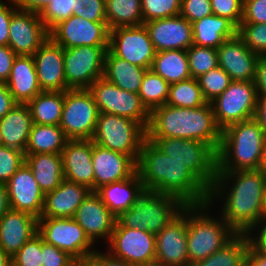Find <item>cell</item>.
<instances>
[{"mask_svg":"<svg viewBox=\"0 0 266 266\" xmlns=\"http://www.w3.org/2000/svg\"><path fill=\"white\" fill-rule=\"evenodd\" d=\"M265 191L264 168L216 172L208 202L213 205L215 200L221 198L223 208L219 215L237 234H248L260 226Z\"/></svg>","mask_w":266,"mask_h":266,"instance_id":"cell-1","label":"cell"},{"mask_svg":"<svg viewBox=\"0 0 266 266\" xmlns=\"http://www.w3.org/2000/svg\"><path fill=\"white\" fill-rule=\"evenodd\" d=\"M137 171L144 190L174 196L184 205H200L209 200L210 190L185 164L168 157L147 138L141 146Z\"/></svg>","mask_w":266,"mask_h":266,"instance_id":"cell-2","label":"cell"},{"mask_svg":"<svg viewBox=\"0 0 266 266\" xmlns=\"http://www.w3.org/2000/svg\"><path fill=\"white\" fill-rule=\"evenodd\" d=\"M211 103L197 108L163 105L150 112L146 138H182L206 143L215 153L221 143Z\"/></svg>","mask_w":266,"mask_h":266,"instance_id":"cell-3","label":"cell"},{"mask_svg":"<svg viewBox=\"0 0 266 266\" xmlns=\"http://www.w3.org/2000/svg\"><path fill=\"white\" fill-rule=\"evenodd\" d=\"M266 135L259 122L251 118L222 131L216 152V172L264 168Z\"/></svg>","mask_w":266,"mask_h":266,"instance_id":"cell-4","label":"cell"},{"mask_svg":"<svg viewBox=\"0 0 266 266\" xmlns=\"http://www.w3.org/2000/svg\"><path fill=\"white\" fill-rule=\"evenodd\" d=\"M211 206L209 202L187 205V253L190 265L220 250L237 235L221 216L216 219L207 213L211 212Z\"/></svg>","mask_w":266,"mask_h":266,"instance_id":"cell-5","label":"cell"},{"mask_svg":"<svg viewBox=\"0 0 266 266\" xmlns=\"http://www.w3.org/2000/svg\"><path fill=\"white\" fill-rule=\"evenodd\" d=\"M185 205L176 197L153 190H144L132 206L117 217V222L126 228L144 229L158 234Z\"/></svg>","mask_w":266,"mask_h":266,"instance_id":"cell-6","label":"cell"},{"mask_svg":"<svg viewBox=\"0 0 266 266\" xmlns=\"http://www.w3.org/2000/svg\"><path fill=\"white\" fill-rule=\"evenodd\" d=\"M145 139L146 130L138 122L108 113H99L92 138L93 143L130 155L136 162Z\"/></svg>","mask_w":266,"mask_h":266,"instance_id":"cell-7","label":"cell"},{"mask_svg":"<svg viewBox=\"0 0 266 266\" xmlns=\"http://www.w3.org/2000/svg\"><path fill=\"white\" fill-rule=\"evenodd\" d=\"M168 157L182 163L210 190L216 177V153L199 140L147 138Z\"/></svg>","mask_w":266,"mask_h":266,"instance_id":"cell-8","label":"cell"},{"mask_svg":"<svg viewBox=\"0 0 266 266\" xmlns=\"http://www.w3.org/2000/svg\"><path fill=\"white\" fill-rule=\"evenodd\" d=\"M99 113L126 117L138 122L145 130L150 122V112L137 93L125 91L105 77L97 79L89 88Z\"/></svg>","mask_w":266,"mask_h":266,"instance_id":"cell-9","label":"cell"},{"mask_svg":"<svg viewBox=\"0 0 266 266\" xmlns=\"http://www.w3.org/2000/svg\"><path fill=\"white\" fill-rule=\"evenodd\" d=\"M38 234L45 243L67 252L76 261H87L95 251V244L74 218L40 217Z\"/></svg>","mask_w":266,"mask_h":266,"instance_id":"cell-10","label":"cell"},{"mask_svg":"<svg viewBox=\"0 0 266 266\" xmlns=\"http://www.w3.org/2000/svg\"><path fill=\"white\" fill-rule=\"evenodd\" d=\"M258 94L253 81H232L211 106L218 127L228 126L255 117Z\"/></svg>","mask_w":266,"mask_h":266,"instance_id":"cell-11","label":"cell"},{"mask_svg":"<svg viewBox=\"0 0 266 266\" xmlns=\"http://www.w3.org/2000/svg\"><path fill=\"white\" fill-rule=\"evenodd\" d=\"M99 111L88 89L64 91L60 127L69 140L92 139Z\"/></svg>","mask_w":266,"mask_h":266,"instance_id":"cell-12","label":"cell"},{"mask_svg":"<svg viewBox=\"0 0 266 266\" xmlns=\"http://www.w3.org/2000/svg\"><path fill=\"white\" fill-rule=\"evenodd\" d=\"M109 46L64 48L66 85L70 89H88L103 77L105 55Z\"/></svg>","mask_w":266,"mask_h":266,"instance_id":"cell-13","label":"cell"},{"mask_svg":"<svg viewBox=\"0 0 266 266\" xmlns=\"http://www.w3.org/2000/svg\"><path fill=\"white\" fill-rule=\"evenodd\" d=\"M107 252L133 266H144L155 262V234L144 229L122 227L117 221L107 242Z\"/></svg>","mask_w":266,"mask_h":266,"instance_id":"cell-14","label":"cell"},{"mask_svg":"<svg viewBox=\"0 0 266 266\" xmlns=\"http://www.w3.org/2000/svg\"><path fill=\"white\" fill-rule=\"evenodd\" d=\"M109 50L121 59L151 69L156 50L144 24L119 27L109 32Z\"/></svg>","mask_w":266,"mask_h":266,"instance_id":"cell-15","label":"cell"},{"mask_svg":"<svg viewBox=\"0 0 266 266\" xmlns=\"http://www.w3.org/2000/svg\"><path fill=\"white\" fill-rule=\"evenodd\" d=\"M107 22H92L72 15L60 22L50 32L49 37L63 48L81 46H109Z\"/></svg>","mask_w":266,"mask_h":266,"instance_id":"cell-16","label":"cell"},{"mask_svg":"<svg viewBox=\"0 0 266 266\" xmlns=\"http://www.w3.org/2000/svg\"><path fill=\"white\" fill-rule=\"evenodd\" d=\"M155 238V262L167 266H191L187 253V205Z\"/></svg>","mask_w":266,"mask_h":266,"instance_id":"cell-17","label":"cell"},{"mask_svg":"<svg viewBox=\"0 0 266 266\" xmlns=\"http://www.w3.org/2000/svg\"><path fill=\"white\" fill-rule=\"evenodd\" d=\"M49 38L38 13L18 9L9 25L8 46L16 55H33Z\"/></svg>","mask_w":266,"mask_h":266,"instance_id":"cell-18","label":"cell"},{"mask_svg":"<svg viewBox=\"0 0 266 266\" xmlns=\"http://www.w3.org/2000/svg\"><path fill=\"white\" fill-rule=\"evenodd\" d=\"M10 208L40 218L44 207V193L31 169L24 163L6 183Z\"/></svg>","mask_w":266,"mask_h":266,"instance_id":"cell-19","label":"cell"},{"mask_svg":"<svg viewBox=\"0 0 266 266\" xmlns=\"http://www.w3.org/2000/svg\"><path fill=\"white\" fill-rule=\"evenodd\" d=\"M42 91H66L64 48L50 37L32 55Z\"/></svg>","mask_w":266,"mask_h":266,"instance_id":"cell-20","label":"cell"},{"mask_svg":"<svg viewBox=\"0 0 266 266\" xmlns=\"http://www.w3.org/2000/svg\"><path fill=\"white\" fill-rule=\"evenodd\" d=\"M74 219L94 244L100 238H105L104 240L108 242L117 221V217L107 208L95 191H91L82 201Z\"/></svg>","mask_w":266,"mask_h":266,"instance_id":"cell-21","label":"cell"},{"mask_svg":"<svg viewBox=\"0 0 266 266\" xmlns=\"http://www.w3.org/2000/svg\"><path fill=\"white\" fill-rule=\"evenodd\" d=\"M156 52L187 50L193 45L192 24L181 15L145 22Z\"/></svg>","mask_w":266,"mask_h":266,"instance_id":"cell-22","label":"cell"},{"mask_svg":"<svg viewBox=\"0 0 266 266\" xmlns=\"http://www.w3.org/2000/svg\"><path fill=\"white\" fill-rule=\"evenodd\" d=\"M94 191L105 184L127 179L137 171V162L124 153L93 143Z\"/></svg>","mask_w":266,"mask_h":266,"instance_id":"cell-23","label":"cell"},{"mask_svg":"<svg viewBox=\"0 0 266 266\" xmlns=\"http://www.w3.org/2000/svg\"><path fill=\"white\" fill-rule=\"evenodd\" d=\"M219 66L234 81H253L258 54L252 52L236 35L227 39L218 48Z\"/></svg>","mask_w":266,"mask_h":266,"instance_id":"cell-24","label":"cell"},{"mask_svg":"<svg viewBox=\"0 0 266 266\" xmlns=\"http://www.w3.org/2000/svg\"><path fill=\"white\" fill-rule=\"evenodd\" d=\"M92 150V139L68 140L61 155L65 179L94 191Z\"/></svg>","mask_w":266,"mask_h":266,"instance_id":"cell-25","label":"cell"},{"mask_svg":"<svg viewBox=\"0 0 266 266\" xmlns=\"http://www.w3.org/2000/svg\"><path fill=\"white\" fill-rule=\"evenodd\" d=\"M38 233V218L10 209L0 218V247L12 257Z\"/></svg>","mask_w":266,"mask_h":266,"instance_id":"cell-26","label":"cell"},{"mask_svg":"<svg viewBox=\"0 0 266 266\" xmlns=\"http://www.w3.org/2000/svg\"><path fill=\"white\" fill-rule=\"evenodd\" d=\"M90 192L87 186L64 179L55 190L45 194L41 217L74 218Z\"/></svg>","mask_w":266,"mask_h":266,"instance_id":"cell-27","label":"cell"},{"mask_svg":"<svg viewBox=\"0 0 266 266\" xmlns=\"http://www.w3.org/2000/svg\"><path fill=\"white\" fill-rule=\"evenodd\" d=\"M5 84L13 99L20 104H27L41 93L33 56L17 55Z\"/></svg>","mask_w":266,"mask_h":266,"instance_id":"cell-28","label":"cell"},{"mask_svg":"<svg viewBox=\"0 0 266 266\" xmlns=\"http://www.w3.org/2000/svg\"><path fill=\"white\" fill-rule=\"evenodd\" d=\"M32 126L33 120L28 105L17 103L0 119V144L25 153Z\"/></svg>","mask_w":266,"mask_h":266,"instance_id":"cell-29","label":"cell"},{"mask_svg":"<svg viewBox=\"0 0 266 266\" xmlns=\"http://www.w3.org/2000/svg\"><path fill=\"white\" fill-rule=\"evenodd\" d=\"M143 191V182L138 171H136L131 177L105 184L95 192L100 196L107 208L118 217L132 206L135 199Z\"/></svg>","mask_w":266,"mask_h":266,"instance_id":"cell-30","label":"cell"},{"mask_svg":"<svg viewBox=\"0 0 266 266\" xmlns=\"http://www.w3.org/2000/svg\"><path fill=\"white\" fill-rule=\"evenodd\" d=\"M25 163L31 169L44 195L55 190L65 179L61 154L38 153L25 155Z\"/></svg>","mask_w":266,"mask_h":266,"instance_id":"cell-31","label":"cell"},{"mask_svg":"<svg viewBox=\"0 0 266 266\" xmlns=\"http://www.w3.org/2000/svg\"><path fill=\"white\" fill-rule=\"evenodd\" d=\"M192 24L193 45L217 49L227 39L237 35V27L228 19L210 15Z\"/></svg>","mask_w":266,"mask_h":266,"instance_id":"cell-32","label":"cell"},{"mask_svg":"<svg viewBox=\"0 0 266 266\" xmlns=\"http://www.w3.org/2000/svg\"><path fill=\"white\" fill-rule=\"evenodd\" d=\"M146 70L106 52L103 77L125 91L138 94Z\"/></svg>","mask_w":266,"mask_h":266,"instance_id":"cell-33","label":"cell"},{"mask_svg":"<svg viewBox=\"0 0 266 266\" xmlns=\"http://www.w3.org/2000/svg\"><path fill=\"white\" fill-rule=\"evenodd\" d=\"M68 140L60 126L33 124L24 154H61Z\"/></svg>","mask_w":266,"mask_h":266,"instance_id":"cell-34","label":"cell"},{"mask_svg":"<svg viewBox=\"0 0 266 266\" xmlns=\"http://www.w3.org/2000/svg\"><path fill=\"white\" fill-rule=\"evenodd\" d=\"M64 91H42L27 105L33 124L59 126L62 118Z\"/></svg>","mask_w":266,"mask_h":266,"instance_id":"cell-35","label":"cell"},{"mask_svg":"<svg viewBox=\"0 0 266 266\" xmlns=\"http://www.w3.org/2000/svg\"><path fill=\"white\" fill-rule=\"evenodd\" d=\"M151 69L170 84L191 78L186 50L156 52Z\"/></svg>","mask_w":266,"mask_h":266,"instance_id":"cell-36","label":"cell"},{"mask_svg":"<svg viewBox=\"0 0 266 266\" xmlns=\"http://www.w3.org/2000/svg\"><path fill=\"white\" fill-rule=\"evenodd\" d=\"M105 17L109 30L141 25V0H105Z\"/></svg>","mask_w":266,"mask_h":266,"instance_id":"cell-37","label":"cell"},{"mask_svg":"<svg viewBox=\"0 0 266 266\" xmlns=\"http://www.w3.org/2000/svg\"><path fill=\"white\" fill-rule=\"evenodd\" d=\"M248 234H237L223 248L191 266H241L247 259Z\"/></svg>","mask_w":266,"mask_h":266,"instance_id":"cell-38","label":"cell"},{"mask_svg":"<svg viewBox=\"0 0 266 266\" xmlns=\"http://www.w3.org/2000/svg\"><path fill=\"white\" fill-rule=\"evenodd\" d=\"M170 86V83L157 75L152 69L146 70L138 95L149 112L166 104Z\"/></svg>","mask_w":266,"mask_h":266,"instance_id":"cell-39","label":"cell"},{"mask_svg":"<svg viewBox=\"0 0 266 266\" xmlns=\"http://www.w3.org/2000/svg\"><path fill=\"white\" fill-rule=\"evenodd\" d=\"M167 105L179 108H197L207 104L197 79H189L173 83L170 86Z\"/></svg>","mask_w":266,"mask_h":266,"instance_id":"cell-40","label":"cell"},{"mask_svg":"<svg viewBox=\"0 0 266 266\" xmlns=\"http://www.w3.org/2000/svg\"><path fill=\"white\" fill-rule=\"evenodd\" d=\"M186 53L190 75L195 79L219 66L218 52L215 48L192 45Z\"/></svg>","mask_w":266,"mask_h":266,"instance_id":"cell-41","label":"cell"},{"mask_svg":"<svg viewBox=\"0 0 266 266\" xmlns=\"http://www.w3.org/2000/svg\"><path fill=\"white\" fill-rule=\"evenodd\" d=\"M197 80L207 103L221 95L233 81L220 66L201 75Z\"/></svg>","mask_w":266,"mask_h":266,"instance_id":"cell-42","label":"cell"},{"mask_svg":"<svg viewBox=\"0 0 266 266\" xmlns=\"http://www.w3.org/2000/svg\"><path fill=\"white\" fill-rule=\"evenodd\" d=\"M237 35L252 52L259 56H266L265 23H240Z\"/></svg>","mask_w":266,"mask_h":266,"instance_id":"cell-43","label":"cell"},{"mask_svg":"<svg viewBox=\"0 0 266 266\" xmlns=\"http://www.w3.org/2000/svg\"><path fill=\"white\" fill-rule=\"evenodd\" d=\"M143 24L145 22L180 15L181 0H141Z\"/></svg>","mask_w":266,"mask_h":266,"instance_id":"cell-44","label":"cell"},{"mask_svg":"<svg viewBox=\"0 0 266 266\" xmlns=\"http://www.w3.org/2000/svg\"><path fill=\"white\" fill-rule=\"evenodd\" d=\"M75 0H52L39 13L45 28L50 32L60 22L65 21L73 15Z\"/></svg>","mask_w":266,"mask_h":266,"instance_id":"cell-45","label":"cell"},{"mask_svg":"<svg viewBox=\"0 0 266 266\" xmlns=\"http://www.w3.org/2000/svg\"><path fill=\"white\" fill-rule=\"evenodd\" d=\"M12 266H42L41 236L37 233L12 257Z\"/></svg>","mask_w":266,"mask_h":266,"instance_id":"cell-46","label":"cell"},{"mask_svg":"<svg viewBox=\"0 0 266 266\" xmlns=\"http://www.w3.org/2000/svg\"><path fill=\"white\" fill-rule=\"evenodd\" d=\"M24 163V152L0 144V183L6 184Z\"/></svg>","mask_w":266,"mask_h":266,"instance_id":"cell-47","label":"cell"},{"mask_svg":"<svg viewBox=\"0 0 266 266\" xmlns=\"http://www.w3.org/2000/svg\"><path fill=\"white\" fill-rule=\"evenodd\" d=\"M244 0H211L214 15L230 20L237 28L243 18Z\"/></svg>","mask_w":266,"mask_h":266,"instance_id":"cell-48","label":"cell"},{"mask_svg":"<svg viewBox=\"0 0 266 266\" xmlns=\"http://www.w3.org/2000/svg\"><path fill=\"white\" fill-rule=\"evenodd\" d=\"M73 15L92 22H106L105 0H75Z\"/></svg>","mask_w":266,"mask_h":266,"instance_id":"cell-49","label":"cell"},{"mask_svg":"<svg viewBox=\"0 0 266 266\" xmlns=\"http://www.w3.org/2000/svg\"><path fill=\"white\" fill-rule=\"evenodd\" d=\"M212 14L211 0H181L180 15L190 23Z\"/></svg>","mask_w":266,"mask_h":266,"instance_id":"cell-50","label":"cell"},{"mask_svg":"<svg viewBox=\"0 0 266 266\" xmlns=\"http://www.w3.org/2000/svg\"><path fill=\"white\" fill-rule=\"evenodd\" d=\"M42 266H71L76 260L67 252L47 244L41 237Z\"/></svg>","mask_w":266,"mask_h":266,"instance_id":"cell-51","label":"cell"},{"mask_svg":"<svg viewBox=\"0 0 266 266\" xmlns=\"http://www.w3.org/2000/svg\"><path fill=\"white\" fill-rule=\"evenodd\" d=\"M241 23L266 24V0H244Z\"/></svg>","mask_w":266,"mask_h":266,"instance_id":"cell-52","label":"cell"},{"mask_svg":"<svg viewBox=\"0 0 266 266\" xmlns=\"http://www.w3.org/2000/svg\"><path fill=\"white\" fill-rule=\"evenodd\" d=\"M9 4L0 2V46H8L9 25L12 15L19 9L14 0H8ZM13 5V6H12Z\"/></svg>","mask_w":266,"mask_h":266,"instance_id":"cell-53","label":"cell"},{"mask_svg":"<svg viewBox=\"0 0 266 266\" xmlns=\"http://www.w3.org/2000/svg\"><path fill=\"white\" fill-rule=\"evenodd\" d=\"M89 266H133L127 262L111 256L108 252L102 253L97 249L87 260Z\"/></svg>","mask_w":266,"mask_h":266,"instance_id":"cell-54","label":"cell"},{"mask_svg":"<svg viewBox=\"0 0 266 266\" xmlns=\"http://www.w3.org/2000/svg\"><path fill=\"white\" fill-rule=\"evenodd\" d=\"M16 56L9 46H0V82L8 80Z\"/></svg>","mask_w":266,"mask_h":266,"instance_id":"cell-55","label":"cell"},{"mask_svg":"<svg viewBox=\"0 0 266 266\" xmlns=\"http://www.w3.org/2000/svg\"><path fill=\"white\" fill-rule=\"evenodd\" d=\"M253 83L258 95H266V56L257 60Z\"/></svg>","mask_w":266,"mask_h":266,"instance_id":"cell-56","label":"cell"},{"mask_svg":"<svg viewBox=\"0 0 266 266\" xmlns=\"http://www.w3.org/2000/svg\"><path fill=\"white\" fill-rule=\"evenodd\" d=\"M17 102L13 99L7 85L0 82V119H2Z\"/></svg>","mask_w":266,"mask_h":266,"instance_id":"cell-57","label":"cell"},{"mask_svg":"<svg viewBox=\"0 0 266 266\" xmlns=\"http://www.w3.org/2000/svg\"><path fill=\"white\" fill-rule=\"evenodd\" d=\"M258 228V229H257ZM259 228H261L259 230ZM256 229L259 233L257 236L254 235ZM254 231V232H253ZM253 234V235H252ZM248 236L250 238V242L262 253L266 254V225H260V227L253 228L249 233Z\"/></svg>","mask_w":266,"mask_h":266,"instance_id":"cell-58","label":"cell"},{"mask_svg":"<svg viewBox=\"0 0 266 266\" xmlns=\"http://www.w3.org/2000/svg\"><path fill=\"white\" fill-rule=\"evenodd\" d=\"M52 0H14L19 9L40 13Z\"/></svg>","mask_w":266,"mask_h":266,"instance_id":"cell-59","label":"cell"},{"mask_svg":"<svg viewBox=\"0 0 266 266\" xmlns=\"http://www.w3.org/2000/svg\"><path fill=\"white\" fill-rule=\"evenodd\" d=\"M254 118L259 122L266 135V95H258L257 109Z\"/></svg>","mask_w":266,"mask_h":266,"instance_id":"cell-60","label":"cell"},{"mask_svg":"<svg viewBox=\"0 0 266 266\" xmlns=\"http://www.w3.org/2000/svg\"><path fill=\"white\" fill-rule=\"evenodd\" d=\"M247 259L254 266H266V254L260 252L251 242L247 251Z\"/></svg>","mask_w":266,"mask_h":266,"instance_id":"cell-61","label":"cell"},{"mask_svg":"<svg viewBox=\"0 0 266 266\" xmlns=\"http://www.w3.org/2000/svg\"><path fill=\"white\" fill-rule=\"evenodd\" d=\"M10 209L7 186L0 183V218Z\"/></svg>","mask_w":266,"mask_h":266,"instance_id":"cell-62","label":"cell"},{"mask_svg":"<svg viewBox=\"0 0 266 266\" xmlns=\"http://www.w3.org/2000/svg\"><path fill=\"white\" fill-rule=\"evenodd\" d=\"M0 266H12L11 257L0 247Z\"/></svg>","mask_w":266,"mask_h":266,"instance_id":"cell-63","label":"cell"},{"mask_svg":"<svg viewBox=\"0 0 266 266\" xmlns=\"http://www.w3.org/2000/svg\"><path fill=\"white\" fill-rule=\"evenodd\" d=\"M266 225V191L264 194L263 206H262V214H261V223L260 225Z\"/></svg>","mask_w":266,"mask_h":266,"instance_id":"cell-64","label":"cell"},{"mask_svg":"<svg viewBox=\"0 0 266 266\" xmlns=\"http://www.w3.org/2000/svg\"><path fill=\"white\" fill-rule=\"evenodd\" d=\"M71 266H89L87 261H75Z\"/></svg>","mask_w":266,"mask_h":266,"instance_id":"cell-65","label":"cell"},{"mask_svg":"<svg viewBox=\"0 0 266 266\" xmlns=\"http://www.w3.org/2000/svg\"><path fill=\"white\" fill-rule=\"evenodd\" d=\"M144 266H167V265H164V264H160L158 262H153V263H149V264H146Z\"/></svg>","mask_w":266,"mask_h":266,"instance_id":"cell-66","label":"cell"},{"mask_svg":"<svg viewBox=\"0 0 266 266\" xmlns=\"http://www.w3.org/2000/svg\"><path fill=\"white\" fill-rule=\"evenodd\" d=\"M241 266H254L248 259H246Z\"/></svg>","mask_w":266,"mask_h":266,"instance_id":"cell-67","label":"cell"},{"mask_svg":"<svg viewBox=\"0 0 266 266\" xmlns=\"http://www.w3.org/2000/svg\"><path fill=\"white\" fill-rule=\"evenodd\" d=\"M264 169L266 170V141H265V153H264Z\"/></svg>","mask_w":266,"mask_h":266,"instance_id":"cell-68","label":"cell"}]
</instances>
